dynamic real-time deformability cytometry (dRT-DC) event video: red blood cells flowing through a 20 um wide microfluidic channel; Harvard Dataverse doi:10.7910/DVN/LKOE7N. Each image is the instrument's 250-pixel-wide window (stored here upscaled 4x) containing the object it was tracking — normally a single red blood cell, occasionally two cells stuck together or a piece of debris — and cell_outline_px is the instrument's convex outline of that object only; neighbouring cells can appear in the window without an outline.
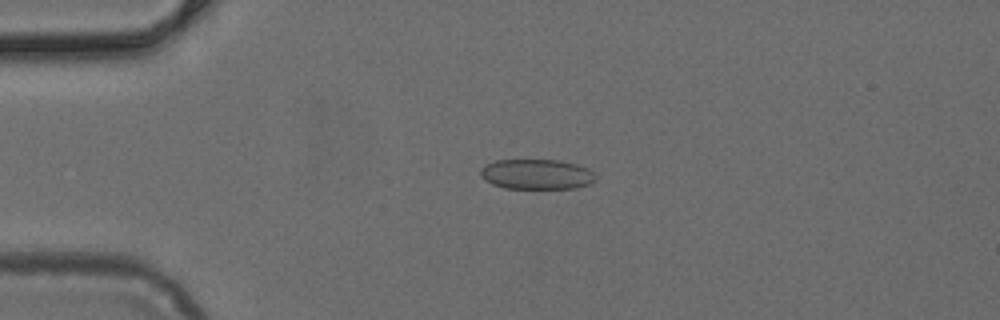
{"species": "common noctule bat (a hibernating species)", "species_latin": "Nyctalus noctula", "temperature_condition": "cold", "stored_images_in_passage": 4, "camera_frame_rate_fps": 3000, "um_per_image_px": 0.085, "animal": {"sex": "female", "body_mass_g": 24.6, "forearm_length_mm": 56.2}, "frame": {"image": 1, "passage_image": 2, "time_ms": 0.333, "image_size_px": [1000, 320], "cell_outline_px": [[596, 180], [592, 184], [576, 188], [504, 188], [492, 184], [484, 180], [480, 176], [480, 168], [484, 164], [496, 160], [560, 160], [576, 164], [588, 168], [596, 176]], "centroid_in_image_um": [45.6, 14.81], "position_along_channel_um": 39.4, "area_um2": 20.46}}
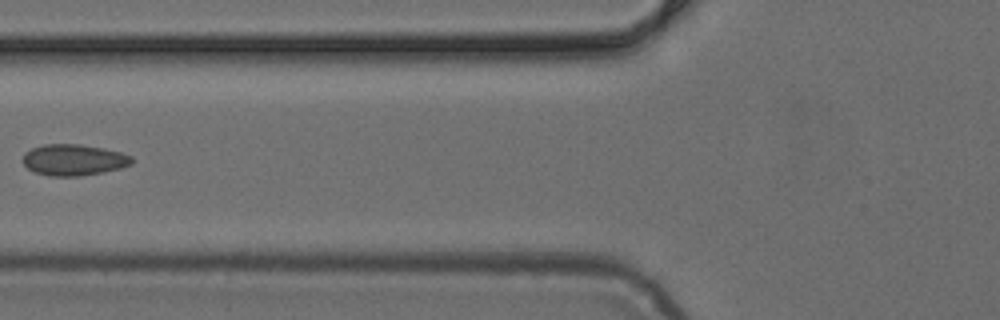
{"frame": {"image": 2, "passage_image": 4, "time_ms": 1.0, "image_size_px": [1000, 320], "cell_outline_px": [[132, 164], [120, 168], [104, 172], [80, 176], [48, 176], [36, 172], [28, 168], [24, 164], [24, 152], [32, 148], [44, 144], [80, 144], [104, 148], [120, 152], [132, 156]], "centroid_in_image_um": [6.28, 13.59], "position_along_channel_um": 119.5, "area_um2": 19.83}}